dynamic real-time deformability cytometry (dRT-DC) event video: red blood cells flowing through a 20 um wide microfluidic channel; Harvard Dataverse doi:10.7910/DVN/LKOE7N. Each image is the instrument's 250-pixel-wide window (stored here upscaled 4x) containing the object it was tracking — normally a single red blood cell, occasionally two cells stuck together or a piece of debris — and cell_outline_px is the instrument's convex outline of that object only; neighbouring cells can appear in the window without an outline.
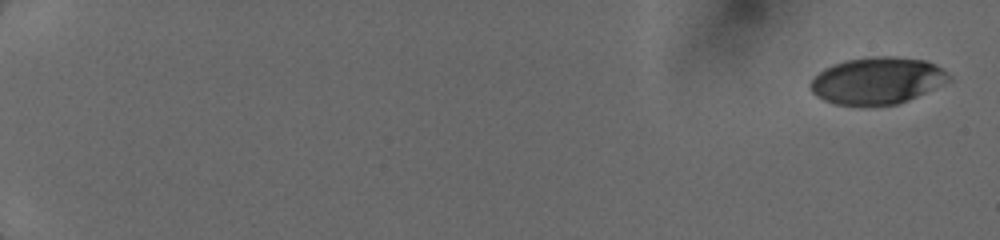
{"species": "human", "species_latin": "Homo sapiens", "temperature_condition": "cold", "stored_images_in_passage": 11, "camera_frame_rate_fps": 3000, "um_per_image_px": 0.085, "donor": {"sex": "female"}, "frame": {"image": 1, "passage_image": 1, "time_ms": 0.0, "image_size_px": [1000, 240], "cell_outline_px": [[952, 80], [908, 100], [896, 104], [836, 104], [824, 100], [816, 96], [812, 92], [808, 84], [812, 76], [824, 68], [832, 64], [844, 60], [876, 56], [892, 56], [928, 60], [944, 68], [952, 76]], "centroid_in_image_um": [74.57, 6.82], "position_along_channel_um": 10.4, "area_um2": 38.03}}
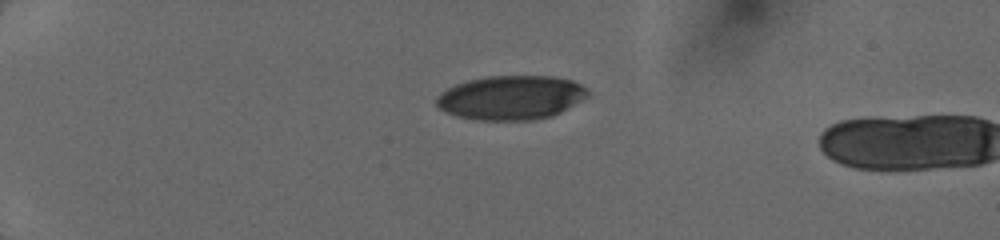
{"frame": {"image": 2, "passage_image": 9, "time_ms": 4.333, "image_size_px": [1000, 240], "cell_outline_px": [[588, 96], [560, 112], [552, 116], [528, 120], [476, 120], [456, 116], [444, 112], [436, 104], [436, 96], [440, 92], [456, 84], [468, 80], [488, 76], [552, 76], [572, 80], [580, 84], [588, 92]], "centroid_in_image_um": [43.39, 8.3], "position_along_channel_um": 41.6, "area_um2": 38.84}}